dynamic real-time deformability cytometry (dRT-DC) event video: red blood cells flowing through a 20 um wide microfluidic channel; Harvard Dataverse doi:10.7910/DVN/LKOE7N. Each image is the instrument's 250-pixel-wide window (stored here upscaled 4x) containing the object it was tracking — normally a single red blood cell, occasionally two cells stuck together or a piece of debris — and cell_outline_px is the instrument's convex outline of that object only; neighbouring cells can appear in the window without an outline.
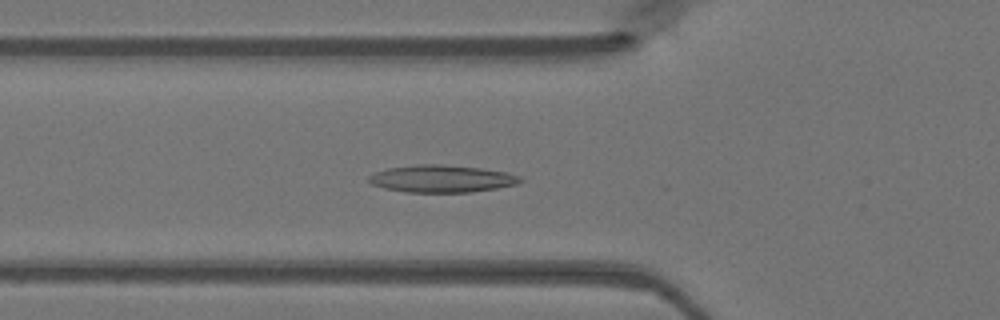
{"species": "Egyptian fruit bat (a non-hibernating species)", "species_latin": "Rousettus aegyptiacus", "temperature_condition": "warm", "stored_images_in_passage": 29, "camera_frame_rate_fps": 3000, "um_per_image_px": 0.085, "animal": {"sex": "female"}, "frame": {"image": 1, "passage_image": 8, "time_ms": 2.333, "image_size_px": [1000, 320], "cell_outline_px": [[524, 180], [516, 184], [496, 188], [472, 192], [404, 192], [384, 188], [372, 184], [368, 180], [368, 176], [376, 172], [388, 168], [416, 164], [440, 164], [480, 168], [508, 172], [524, 176]], "centroid_in_image_um": [37.58, 15.19], "position_along_channel_um": 88.2, "area_um2": 24.22}}
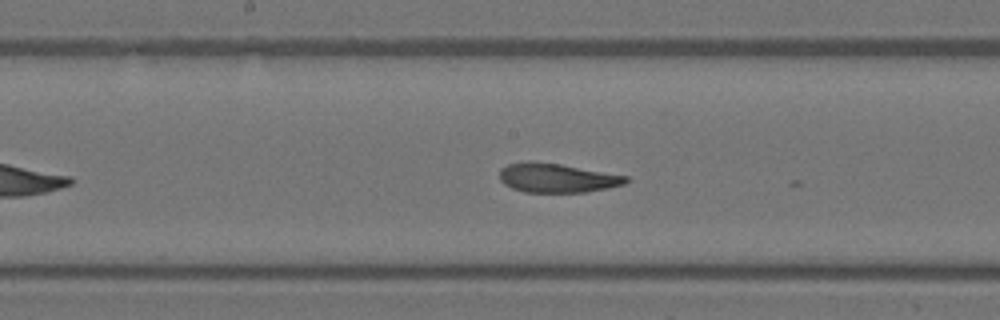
{"frame": {"image": 2, "passage_image": 16, "time_ms": 5.0, "image_size_px": [1000, 320], "cell_outline_px": [[628, 180], [624, 184], [608, 188], [584, 192], [524, 192], [512, 188], [504, 184], [500, 180], [500, 168], [508, 164], [528, 160], [560, 164], [628, 176]], "centroid_in_image_um": [47.31, 15.12], "position_along_channel_um": 200.9, "area_um2": 21.44}}
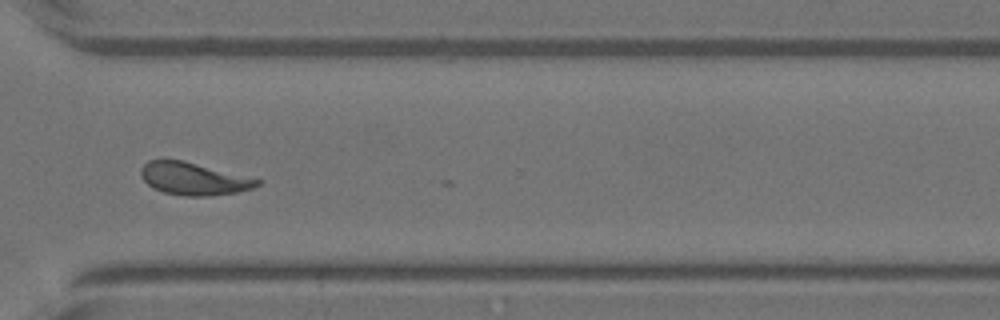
{"frame": {"image": 3, "passage_image": 27, "time_ms": 8.667, "image_size_px": [1000, 320], "cell_outline_px": [[260, 184], [252, 188], [236, 192], [208, 196], [188, 196], [164, 192], [152, 188], [140, 176], [140, 168], [148, 160], [160, 156], [164, 156], [184, 160], [260, 180]], "centroid_in_image_um": [16.34, 15.14], "position_along_channel_um": 354.3, "area_um2": 22.31}}